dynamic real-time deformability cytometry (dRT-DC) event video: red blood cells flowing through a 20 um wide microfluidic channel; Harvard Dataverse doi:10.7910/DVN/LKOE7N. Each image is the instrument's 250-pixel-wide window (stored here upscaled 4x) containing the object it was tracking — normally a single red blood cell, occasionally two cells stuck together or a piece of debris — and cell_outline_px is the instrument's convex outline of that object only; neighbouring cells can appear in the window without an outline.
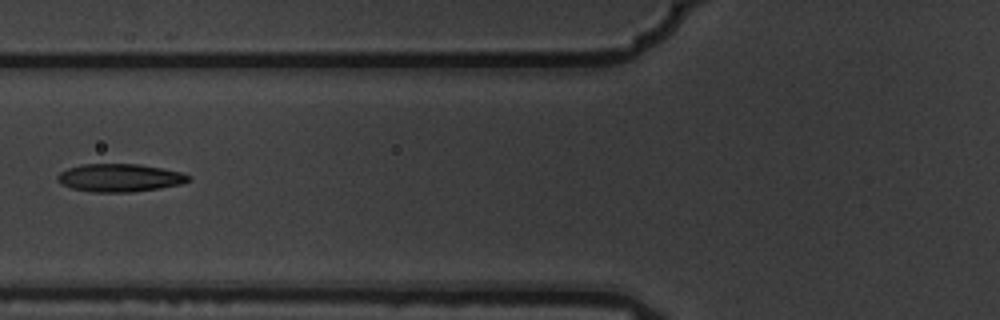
{"species": "common noctule bat (a hibernating species)", "species_latin": "Nyctalus noctula", "temperature_condition": "warm", "stored_images_in_passage": 9, "camera_frame_rate_fps": 3000, "um_per_image_px": 0.085, "animal": {"sex": "male", "body_mass_g": 19.5, "forearm_length_mm": 54.6}, "frame": {"image": 1, "passage_image": 6, "time_ms": 1.667, "image_size_px": [1000, 320], "cell_outline_px": [[188, 180], [180, 184], [160, 188], [132, 192], [92, 192], [72, 188], [60, 184], [56, 180], [56, 176], [60, 172], [68, 168], [80, 164], [140, 164], [180, 172], [188, 176]], "centroid_in_image_um": [10.09, 15.11], "position_along_channel_um": 115.7, "area_um2": 21.21}}
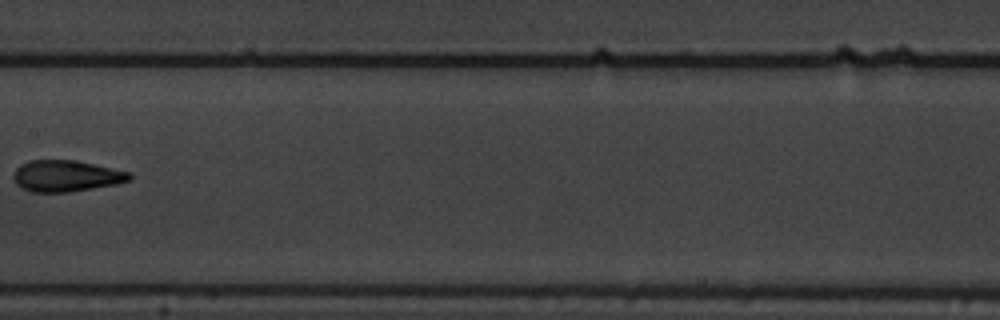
{"frame": {"image": 2, "passage_image": 8, "time_ms": 2.333, "image_size_px": [1000, 320], "cell_outline_px": [[132, 180], [116, 184], [68, 192], [32, 192], [20, 188], [12, 180], [12, 176], [16, 168], [20, 164], [32, 160], [76, 160], [132, 172]], "centroid_in_image_um": [5.61, 14.95], "position_along_channel_um": 201.8, "area_um2": 21.44}}
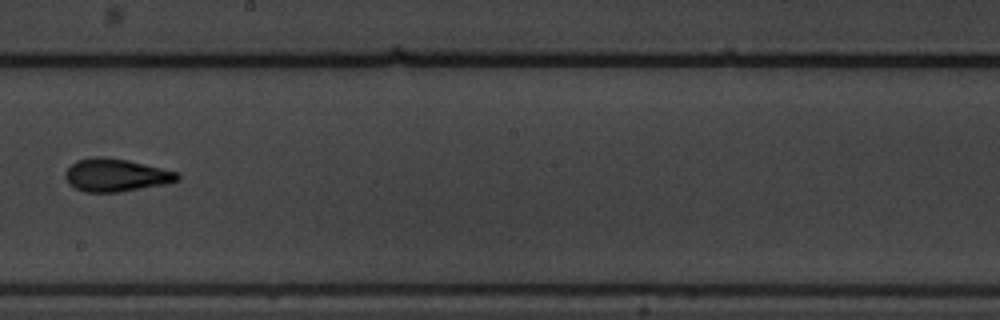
{"frame": {"image": 3, "passage_image": 9, "time_ms": 2.667, "image_size_px": [1000, 320], "cell_outline_px": [[180, 180], [164, 184], [116, 192], [84, 192], [68, 184], [64, 176], [64, 172], [76, 160], [96, 156], [100, 156], [128, 160], [180, 172]], "centroid_in_image_um": [9.84, 14.88], "position_along_channel_um": 238.4, "area_um2": 21.5}}